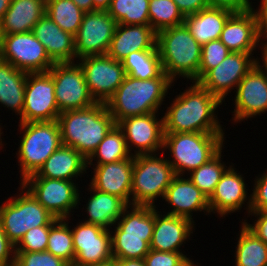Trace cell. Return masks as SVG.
Instances as JSON below:
<instances>
[{
    "instance_id": "cb8c5ba5",
    "label": "cell",
    "mask_w": 267,
    "mask_h": 266,
    "mask_svg": "<svg viewBox=\"0 0 267 266\" xmlns=\"http://www.w3.org/2000/svg\"><path fill=\"white\" fill-rule=\"evenodd\" d=\"M157 32L150 25L117 24L107 55L122 61L140 50H157Z\"/></svg>"
},
{
    "instance_id": "d4e9b609",
    "label": "cell",
    "mask_w": 267,
    "mask_h": 266,
    "mask_svg": "<svg viewBox=\"0 0 267 266\" xmlns=\"http://www.w3.org/2000/svg\"><path fill=\"white\" fill-rule=\"evenodd\" d=\"M33 34L54 63L75 62V38L63 31L47 14L35 24Z\"/></svg>"
},
{
    "instance_id": "d590c367",
    "label": "cell",
    "mask_w": 267,
    "mask_h": 266,
    "mask_svg": "<svg viewBox=\"0 0 267 266\" xmlns=\"http://www.w3.org/2000/svg\"><path fill=\"white\" fill-rule=\"evenodd\" d=\"M46 14L63 31L75 36L85 12L72 0H46Z\"/></svg>"
},
{
    "instance_id": "74e56055",
    "label": "cell",
    "mask_w": 267,
    "mask_h": 266,
    "mask_svg": "<svg viewBox=\"0 0 267 266\" xmlns=\"http://www.w3.org/2000/svg\"><path fill=\"white\" fill-rule=\"evenodd\" d=\"M222 150L223 148L205 164L187 174L192 183L197 186L208 199L213 194L221 176L228 168L225 162L222 161Z\"/></svg>"
},
{
    "instance_id": "ee69618b",
    "label": "cell",
    "mask_w": 267,
    "mask_h": 266,
    "mask_svg": "<svg viewBox=\"0 0 267 266\" xmlns=\"http://www.w3.org/2000/svg\"><path fill=\"white\" fill-rule=\"evenodd\" d=\"M13 266H70L50 252H15Z\"/></svg>"
},
{
    "instance_id": "2e32d148",
    "label": "cell",
    "mask_w": 267,
    "mask_h": 266,
    "mask_svg": "<svg viewBox=\"0 0 267 266\" xmlns=\"http://www.w3.org/2000/svg\"><path fill=\"white\" fill-rule=\"evenodd\" d=\"M117 24L107 11L85 12L74 36L76 59L107 54Z\"/></svg>"
},
{
    "instance_id": "e0dca14e",
    "label": "cell",
    "mask_w": 267,
    "mask_h": 266,
    "mask_svg": "<svg viewBox=\"0 0 267 266\" xmlns=\"http://www.w3.org/2000/svg\"><path fill=\"white\" fill-rule=\"evenodd\" d=\"M232 121L240 123L267 111V71L257 62L239 82Z\"/></svg>"
},
{
    "instance_id": "277c9868",
    "label": "cell",
    "mask_w": 267,
    "mask_h": 266,
    "mask_svg": "<svg viewBox=\"0 0 267 266\" xmlns=\"http://www.w3.org/2000/svg\"><path fill=\"white\" fill-rule=\"evenodd\" d=\"M156 46L163 71L173 82L180 77L190 82L199 81L202 46L185 24L157 32Z\"/></svg>"
},
{
    "instance_id": "603a6c76",
    "label": "cell",
    "mask_w": 267,
    "mask_h": 266,
    "mask_svg": "<svg viewBox=\"0 0 267 266\" xmlns=\"http://www.w3.org/2000/svg\"><path fill=\"white\" fill-rule=\"evenodd\" d=\"M231 52L253 53L260 48L257 18L250 9L233 13L226 21L219 39Z\"/></svg>"
},
{
    "instance_id": "9f6ffc18",
    "label": "cell",
    "mask_w": 267,
    "mask_h": 266,
    "mask_svg": "<svg viewBox=\"0 0 267 266\" xmlns=\"http://www.w3.org/2000/svg\"><path fill=\"white\" fill-rule=\"evenodd\" d=\"M86 266H116V259L112 258L111 260L103 262V263L91 264V265H86Z\"/></svg>"
},
{
    "instance_id": "8fae6325",
    "label": "cell",
    "mask_w": 267,
    "mask_h": 266,
    "mask_svg": "<svg viewBox=\"0 0 267 266\" xmlns=\"http://www.w3.org/2000/svg\"><path fill=\"white\" fill-rule=\"evenodd\" d=\"M0 59L26 73L47 72L54 65L32 31L2 35Z\"/></svg>"
},
{
    "instance_id": "8d00e7d4",
    "label": "cell",
    "mask_w": 267,
    "mask_h": 266,
    "mask_svg": "<svg viewBox=\"0 0 267 266\" xmlns=\"http://www.w3.org/2000/svg\"><path fill=\"white\" fill-rule=\"evenodd\" d=\"M109 15L124 25H150L149 0H111Z\"/></svg>"
},
{
    "instance_id": "7bdbcfd3",
    "label": "cell",
    "mask_w": 267,
    "mask_h": 266,
    "mask_svg": "<svg viewBox=\"0 0 267 266\" xmlns=\"http://www.w3.org/2000/svg\"><path fill=\"white\" fill-rule=\"evenodd\" d=\"M184 252H163L152 250L144 257L146 266H198L183 254Z\"/></svg>"
},
{
    "instance_id": "1f68e13d",
    "label": "cell",
    "mask_w": 267,
    "mask_h": 266,
    "mask_svg": "<svg viewBox=\"0 0 267 266\" xmlns=\"http://www.w3.org/2000/svg\"><path fill=\"white\" fill-rule=\"evenodd\" d=\"M121 62L126 75L133 78L149 80L164 72L158 50L135 51Z\"/></svg>"
},
{
    "instance_id": "7a4b0ae2",
    "label": "cell",
    "mask_w": 267,
    "mask_h": 266,
    "mask_svg": "<svg viewBox=\"0 0 267 266\" xmlns=\"http://www.w3.org/2000/svg\"><path fill=\"white\" fill-rule=\"evenodd\" d=\"M171 86L174 82L164 72L149 80L126 75L105 104L115 123L128 117L159 112L170 88H173Z\"/></svg>"
},
{
    "instance_id": "83f0119b",
    "label": "cell",
    "mask_w": 267,
    "mask_h": 266,
    "mask_svg": "<svg viewBox=\"0 0 267 266\" xmlns=\"http://www.w3.org/2000/svg\"><path fill=\"white\" fill-rule=\"evenodd\" d=\"M87 190L91 191L88 202L86 203L87 220L83 222L94 224L103 229L110 230L117 220L121 217L124 210L129 206L122 198L118 196L101 192L91 185Z\"/></svg>"
},
{
    "instance_id": "9a60e30c",
    "label": "cell",
    "mask_w": 267,
    "mask_h": 266,
    "mask_svg": "<svg viewBox=\"0 0 267 266\" xmlns=\"http://www.w3.org/2000/svg\"><path fill=\"white\" fill-rule=\"evenodd\" d=\"M254 53L230 52L215 68L209 70L197 83L216 96L222 103L260 58Z\"/></svg>"
},
{
    "instance_id": "44dd1931",
    "label": "cell",
    "mask_w": 267,
    "mask_h": 266,
    "mask_svg": "<svg viewBox=\"0 0 267 266\" xmlns=\"http://www.w3.org/2000/svg\"><path fill=\"white\" fill-rule=\"evenodd\" d=\"M154 207V228L150 249L163 252H182V245L190 240L195 230L193 221L175 215L163 214ZM161 213V214H160Z\"/></svg>"
},
{
    "instance_id": "7c38bea8",
    "label": "cell",
    "mask_w": 267,
    "mask_h": 266,
    "mask_svg": "<svg viewBox=\"0 0 267 266\" xmlns=\"http://www.w3.org/2000/svg\"><path fill=\"white\" fill-rule=\"evenodd\" d=\"M60 113L51 74L48 71L27 73L23 112L18 121H54Z\"/></svg>"
},
{
    "instance_id": "816d5d0a",
    "label": "cell",
    "mask_w": 267,
    "mask_h": 266,
    "mask_svg": "<svg viewBox=\"0 0 267 266\" xmlns=\"http://www.w3.org/2000/svg\"><path fill=\"white\" fill-rule=\"evenodd\" d=\"M116 266H146L144 259H116Z\"/></svg>"
},
{
    "instance_id": "d6a6232c",
    "label": "cell",
    "mask_w": 267,
    "mask_h": 266,
    "mask_svg": "<svg viewBox=\"0 0 267 266\" xmlns=\"http://www.w3.org/2000/svg\"><path fill=\"white\" fill-rule=\"evenodd\" d=\"M114 226V230H110L112 257L114 259H144L150 251L152 236L124 235L116 224Z\"/></svg>"
},
{
    "instance_id": "e575fe53",
    "label": "cell",
    "mask_w": 267,
    "mask_h": 266,
    "mask_svg": "<svg viewBox=\"0 0 267 266\" xmlns=\"http://www.w3.org/2000/svg\"><path fill=\"white\" fill-rule=\"evenodd\" d=\"M116 225L124 232V235L152 236L154 206L129 205L117 220Z\"/></svg>"
},
{
    "instance_id": "4fadbf2b",
    "label": "cell",
    "mask_w": 267,
    "mask_h": 266,
    "mask_svg": "<svg viewBox=\"0 0 267 266\" xmlns=\"http://www.w3.org/2000/svg\"><path fill=\"white\" fill-rule=\"evenodd\" d=\"M158 112L125 118L116 123L125 137L131 155L163 153L164 124ZM132 146V147H131ZM134 148H136L134 150ZM133 149V153H132Z\"/></svg>"
},
{
    "instance_id": "6f0895ef",
    "label": "cell",
    "mask_w": 267,
    "mask_h": 266,
    "mask_svg": "<svg viewBox=\"0 0 267 266\" xmlns=\"http://www.w3.org/2000/svg\"><path fill=\"white\" fill-rule=\"evenodd\" d=\"M262 52V61L259 59L258 62H261L263 65V67L265 68V70L267 71V51H261Z\"/></svg>"
},
{
    "instance_id": "ac0fdd59",
    "label": "cell",
    "mask_w": 267,
    "mask_h": 266,
    "mask_svg": "<svg viewBox=\"0 0 267 266\" xmlns=\"http://www.w3.org/2000/svg\"><path fill=\"white\" fill-rule=\"evenodd\" d=\"M75 226L71 229L75 251L72 266L98 264L113 258L110 230L83 221Z\"/></svg>"
},
{
    "instance_id": "ba28073f",
    "label": "cell",
    "mask_w": 267,
    "mask_h": 266,
    "mask_svg": "<svg viewBox=\"0 0 267 266\" xmlns=\"http://www.w3.org/2000/svg\"><path fill=\"white\" fill-rule=\"evenodd\" d=\"M19 192L0 205V224L9 241L16 246L31 228L54 224L53 216L20 184Z\"/></svg>"
},
{
    "instance_id": "f5cc1de1",
    "label": "cell",
    "mask_w": 267,
    "mask_h": 266,
    "mask_svg": "<svg viewBox=\"0 0 267 266\" xmlns=\"http://www.w3.org/2000/svg\"><path fill=\"white\" fill-rule=\"evenodd\" d=\"M84 12L94 11L92 0H72Z\"/></svg>"
},
{
    "instance_id": "7dc6e473",
    "label": "cell",
    "mask_w": 267,
    "mask_h": 266,
    "mask_svg": "<svg viewBox=\"0 0 267 266\" xmlns=\"http://www.w3.org/2000/svg\"><path fill=\"white\" fill-rule=\"evenodd\" d=\"M209 7L227 9L233 13L245 12L252 9L250 0H206Z\"/></svg>"
},
{
    "instance_id": "52a82bcc",
    "label": "cell",
    "mask_w": 267,
    "mask_h": 266,
    "mask_svg": "<svg viewBox=\"0 0 267 266\" xmlns=\"http://www.w3.org/2000/svg\"><path fill=\"white\" fill-rule=\"evenodd\" d=\"M166 156L141 154L134 156L131 185V205L156 206L155 200L164 199L175 176ZM158 198V199H157Z\"/></svg>"
},
{
    "instance_id": "836d02e7",
    "label": "cell",
    "mask_w": 267,
    "mask_h": 266,
    "mask_svg": "<svg viewBox=\"0 0 267 266\" xmlns=\"http://www.w3.org/2000/svg\"><path fill=\"white\" fill-rule=\"evenodd\" d=\"M131 156L122 131L115 125L87 159V165L113 163Z\"/></svg>"
},
{
    "instance_id": "4316f807",
    "label": "cell",
    "mask_w": 267,
    "mask_h": 266,
    "mask_svg": "<svg viewBox=\"0 0 267 266\" xmlns=\"http://www.w3.org/2000/svg\"><path fill=\"white\" fill-rule=\"evenodd\" d=\"M46 14V0H11L0 19L2 35L33 31L35 24Z\"/></svg>"
},
{
    "instance_id": "60d3db41",
    "label": "cell",
    "mask_w": 267,
    "mask_h": 266,
    "mask_svg": "<svg viewBox=\"0 0 267 266\" xmlns=\"http://www.w3.org/2000/svg\"><path fill=\"white\" fill-rule=\"evenodd\" d=\"M231 51L220 41L213 40L202 46L199 66V80L211 69L218 66Z\"/></svg>"
},
{
    "instance_id": "ab89813d",
    "label": "cell",
    "mask_w": 267,
    "mask_h": 266,
    "mask_svg": "<svg viewBox=\"0 0 267 266\" xmlns=\"http://www.w3.org/2000/svg\"><path fill=\"white\" fill-rule=\"evenodd\" d=\"M149 18L156 32L184 24L185 19L173 0H149Z\"/></svg>"
},
{
    "instance_id": "d6986e66",
    "label": "cell",
    "mask_w": 267,
    "mask_h": 266,
    "mask_svg": "<svg viewBox=\"0 0 267 266\" xmlns=\"http://www.w3.org/2000/svg\"><path fill=\"white\" fill-rule=\"evenodd\" d=\"M235 169L229 164L213 194L208 199L210 213H217V216L219 215L222 218H225L228 214L236 213V211L239 212L245 202L247 205L244 209L248 214L250 213L251 196L247 192L249 189H246L247 184L244 181L243 174H239Z\"/></svg>"
},
{
    "instance_id": "9c48e42d",
    "label": "cell",
    "mask_w": 267,
    "mask_h": 266,
    "mask_svg": "<svg viewBox=\"0 0 267 266\" xmlns=\"http://www.w3.org/2000/svg\"><path fill=\"white\" fill-rule=\"evenodd\" d=\"M20 184L58 219L70 218L73 209L79 208L81 204L80 190L76 181L27 177Z\"/></svg>"
},
{
    "instance_id": "f907efd6",
    "label": "cell",
    "mask_w": 267,
    "mask_h": 266,
    "mask_svg": "<svg viewBox=\"0 0 267 266\" xmlns=\"http://www.w3.org/2000/svg\"><path fill=\"white\" fill-rule=\"evenodd\" d=\"M184 17L208 8L206 0H173Z\"/></svg>"
},
{
    "instance_id": "5b68a950",
    "label": "cell",
    "mask_w": 267,
    "mask_h": 266,
    "mask_svg": "<svg viewBox=\"0 0 267 266\" xmlns=\"http://www.w3.org/2000/svg\"><path fill=\"white\" fill-rule=\"evenodd\" d=\"M224 134L164 133L163 150H169L172 155L173 159L167 157V160L172 165L175 175L189 174L225 148Z\"/></svg>"
},
{
    "instance_id": "4dcf8cb0",
    "label": "cell",
    "mask_w": 267,
    "mask_h": 266,
    "mask_svg": "<svg viewBox=\"0 0 267 266\" xmlns=\"http://www.w3.org/2000/svg\"><path fill=\"white\" fill-rule=\"evenodd\" d=\"M235 250V266H267V244L241 221Z\"/></svg>"
},
{
    "instance_id": "f546056e",
    "label": "cell",
    "mask_w": 267,
    "mask_h": 266,
    "mask_svg": "<svg viewBox=\"0 0 267 266\" xmlns=\"http://www.w3.org/2000/svg\"><path fill=\"white\" fill-rule=\"evenodd\" d=\"M27 73L0 59V104L21 116Z\"/></svg>"
},
{
    "instance_id": "f6af8a7d",
    "label": "cell",
    "mask_w": 267,
    "mask_h": 266,
    "mask_svg": "<svg viewBox=\"0 0 267 266\" xmlns=\"http://www.w3.org/2000/svg\"><path fill=\"white\" fill-rule=\"evenodd\" d=\"M253 186L250 211H267V170L256 176Z\"/></svg>"
},
{
    "instance_id": "7402d4cb",
    "label": "cell",
    "mask_w": 267,
    "mask_h": 266,
    "mask_svg": "<svg viewBox=\"0 0 267 266\" xmlns=\"http://www.w3.org/2000/svg\"><path fill=\"white\" fill-rule=\"evenodd\" d=\"M134 165V156L108 164L87 165L93 166V177L90 185L101 191L122 198L131 205V185Z\"/></svg>"
},
{
    "instance_id": "91938a15",
    "label": "cell",
    "mask_w": 267,
    "mask_h": 266,
    "mask_svg": "<svg viewBox=\"0 0 267 266\" xmlns=\"http://www.w3.org/2000/svg\"><path fill=\"white\" fill-rule=\"evenodd\" d=\"M1 41H2V34H1V29H0V49H1Z\"/></svg>"
},
{
    "instance_id": "681fc988",
    "label": "cell",
    "mask_w": 267,
    "mask_h": 266,
    "mask_svg": "<svg viewBox=\"0 0 267 266\" xmlns=\"http://www.w3.org/2000/svg\"><path fill=\"white\" fill-rule=\"evenodd\" d=\"M15 246L9 241L0 224V266H13Z\"/></svg>"
},
{
    "instance_id": "3957f363",
    "label": "cell",
    "mask_w": 267,
    "mask_h": 266,
    "mask_svg": "<svg viewBox=\"0 0 267 266\" xmlns=\"http://www.w3.org/2000/svg\"><path fill=\"white\" fill-rule=\"evenodd\" d=\"M57 121L62 145L74 148L86 159L116 125L103 102H97L85 109L61 112Z\"/></svg>"
},
{
    "instance_id": "db71d44e",
    "label": "cell",
    "mask_w": 267,
    "mask_h": 266,
    "mask_svg": "<svg viewBox=\"0 0 267 266\" xmlns=\"http://www.w3.org/2000/svg\"><path fill=\"white\" fill-rule=\"evenodd\" d=\"M94 11H107L110 7L111 0H92Z\"/></svg>"
},
{
    "instance_id": "f35d334b",
    "label": "cell",
    "mask_w": 267,
    "mask_h": 266,
    "mask_svg": "<svg viewBox=\"0 0 267 266\" xmlns=\"http://www.w3.org/2000/svg\"><path fill=\"white\" fill-rule=\"evenodd\" d=\"M68 220L71 219H58L50 227L46 251L56 257L62 258L72 266L75 258V251L73 247L72 230Z\"/></svg>"
},
{
    "instance_id": "ffe728a7",
    "label": "cell",
    "mask_w": 267,
    "mask_h": 266,
    "mask_svg": "<svg viewBox=\"0 0 267 266\" xmlns=\"http://www.w3.org/2000/svg\"><path fill=\"white\" fill-rule=\"evenodd\" d=\"M186 176H174L163 200L172 208L166 214L187 218L195 223L193 212L203 211L205 215L211 213L208 198Z\"/></svg>"
},
{
    "instance_id": "c3c4849f",
    "label": "cell",
    "mask_w": 267,
    "mask_h": 266,
    "mask_svg": "<svg viewBox=\"0 0 267 266\" xmlns=\"http://www.w3.org/2000/svg\"><path fill=\"white\" fill-rule=\"evenodd\" d=\"M256 217L253 224L246 222L244 220L245 225L255 233L263 242L267 244V211H250L248 214Z\"/></svg>"
},
{
    "instance_id": "484cf974",
    "label": "cell",
    "mask_w": 267,
    "mask_h": 266,
    "mask_svg": "<svg viewBox=\"0 0 267 266\" xmlns=\"http://www.w3.org/2000/svg\"><path fill=\"white\" fill-rule=\"evenodd\" d=\"M87 159L72 147L61 145L44 162L36 174L29 177H44L76 181L87 173ZM76 178V179H75Z\"/></svg>"
},
{
    "instance_id": "6da1fadb",
    "label": "cell",
    "mask_w": 267,
    "mask_h": 266,
    "mask_svg": "<svg viewBox=\"0 0 267 266\" xmlns=\"http://www.w3.org/2000/svg\"><path fill=\"white\" fill-rule=\"evenodd\" d=\"M221 104L216 96L192 82L163 113L164 133H224L215 114Z\"/></svg>"
},
{
    "instance_id": "bcb514c9",
    "label": "cell",
    "mask_w": 267,
    "mask_h": 266,
    "mask_svg": "<svg viewBox=\"0 0 267 266\" xmlns=\"http://www.w3.org/2000/svg\"><path fill=\"white\" fill-rule=\"evenodd\" d=\"M252 9L257 18V34L261 45L260 49L267 51V0H261L258 9L256 8L255 10L254 6H252Z\"/></svg>"
},
{
    "instance_id": "f1b7e54d",
    "label": "cell",
    "mask_w": 267,
    "mask_h": 266,
    "mask_svg": "<svg viewBox=\"0 0 267 266\" xmlns=\"http://www.w3.org/2000/svg\"><path fill=\"white\" fill-rule=\"evenodd\" d=\"M233 12L216 7H208L196 14L187 15L184 24L196 41L204 44L219 40L223 27Z\"/></svg>"
},
{
    "instance_id": "8992f818",
    "label": "cell",
    "mask_w": 267,
    "mask_h": 266,
    "mask_svg": "<svg viewBox=\"0 0 267 266\" xmlns=\"http://www.w3.org/2000/svg\"><path fill=\"white\" fill-rule=\"evenodd\" d=\"M19 147L16 153L20 167V182L36 174L44 162L61 145V131L57 120L19 122Z\"/></svg>"
},
{
    "instance_id": "5bb4252c",
    "label": "cell",
    "mask_w": 267,
    "mask_h": 266,
    "mask_svg": "<svg viewBox=\"0 0 267 266\" xmlns=\"http://www.w3.org/2000/svg\"><path fill=\"white\" fill-rule=\"evenodd\" d=\"M76 61L83 69L89 92L96 102L106 103L126 76L122 62L107 54L85 56Z\"/></svg>"
},
{
    "instance_id": "680465c9",
    "label": "cell",
    "mask_w": 267,
    "mask_h": 266,
    "mask_svg": "<svg viewBox=\"0 0 267 266\" xmlns=\"http://www.w3.org/2000/svg\"><path fill=\"white\" fill-rule=\"evenodd\" d=\"M2 128H3V127L0 125V149H2L3 146H4V145H3L4 143H3L2 138H1V136H3V135H2V134H3V132H2Z\"/></svg>"
},
{
    "instance_id": "b9f144b4",
    "label": "cell",
    "mask_w": 267,
    "mask_h": 266,
    "mask_svg": "<svg viewBox=\"0 0 267 266\" xmlns=\"http://www.w3.org/2000/svg\"><path fill=\"white\" fill-rule=\"evenodd\" d=\"M53 224L29 229L15 246V252H44L48 244L50 227Z\"/></svg>"
},
{
    "instance_id": "30bf717a",
    "label": "cell",
    "mask_w": 267,
    "mask_h": 266,
    "mask_svg": "<svg viewBox=\"0 0 267 266\" xmlns=\"http://www.w3.org/2000/svg\"><path fill=\"white\" fill-rule=\"evenodd\" d=\"M48 72L54 81L60 112L85 109L97 103L89 92L83 69L77 61L54 63Z\"/></svg>"
},
{
    "instance_id": "11a10c76",
    "label": "cell",
    "mask_w": 267,
    "mask_h": 266,
    "mask_svg": "<svg viewBox=\"0 0 267 266\" xmlns=\"http://www.w3.org/2000/svg\"><path fill=\"white\" fill-rule=\"evenodd\" d=\"M11 0H0V19L4 16L10 6Z\"/></svg>"
}]
</instances>
